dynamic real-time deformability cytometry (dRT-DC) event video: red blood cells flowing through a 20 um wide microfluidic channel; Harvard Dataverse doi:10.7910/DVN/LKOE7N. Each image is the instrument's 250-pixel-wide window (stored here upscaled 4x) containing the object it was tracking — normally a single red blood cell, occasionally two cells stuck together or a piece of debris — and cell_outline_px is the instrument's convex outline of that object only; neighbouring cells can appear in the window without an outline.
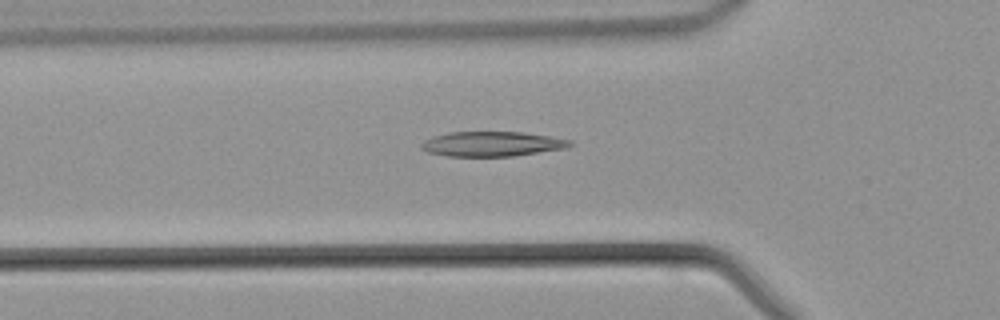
{"species": "common noctule bat (a hibernating species)", "species_latin": "Nyctalus noctula", "temperature_condition": "warm", "stored_images_in_passage": 42, "segment_of_instrument_passage": [1, 2], "camera_frame_rate_fps": 3000, "um_per_image_px": 0.085, "animal": {"sex": "male", "body_mass_g": 21.5, "forearm_length_mm": 52.0}, "frame": {"image": 1, "passage_image": 11, "time_ms": 3.333, "image_size_px": [1000, 320], "cell_outline_px": [[572, 144], [564, 148], [512, 156], [448, 156], [428, 152], [420, 148], [420, 144], [424, 140], [448, 132], [524, 132], [572, 140]], "centroid_in_image_um": [41.79, 12.23], "position_along_channel_um": 84.0, "area_um2": 21.27}}
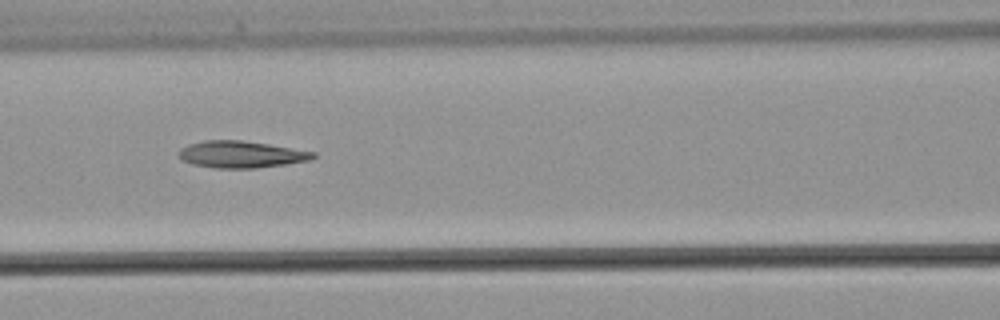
{"frame": {"image": 2, "passage_image": 15, "time_ms": 4.667, "image_size_px": [1000, 320], "cell_outline_px": [[316, 156], [312, 160], [256, 168], [212, 168], [192, 164], [180, 160], [180, 148], [188, 144], [208, 140], [240, 140], [268, 144], [316, 152]], "centroid_in_image_um": [20.49, 13.13], "position_along_channel_um": 146.1, "area_um2": 20.98}}
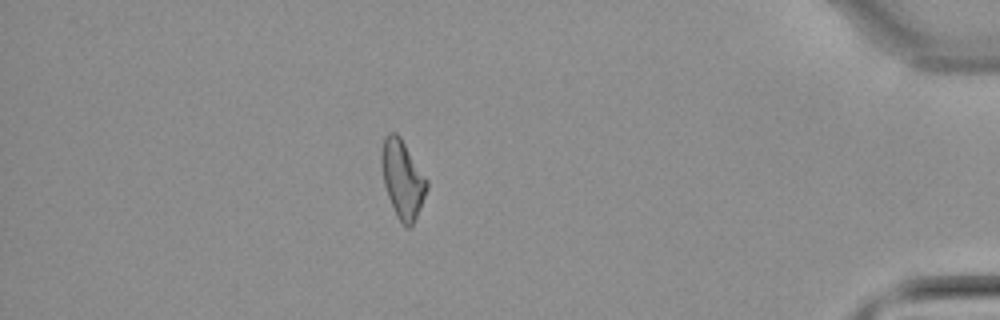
{"frame": {"image": 3, "passage_image": 35, "time_ms": 11.333, "image_size_px": [1000, 320], "cell_outline_px": [[428, 188], [412, 228], [408, 228], [396, 216], [388, 196], [384, 184], [380, 160], [380, 152], [384, 136], [388, 132], [396, 132], [400, 136], [428, 180]], "centroid_in_image_um": [34.2, 15.2], "position_along_channel_um": 401.0, "area_um2": 20.75}}